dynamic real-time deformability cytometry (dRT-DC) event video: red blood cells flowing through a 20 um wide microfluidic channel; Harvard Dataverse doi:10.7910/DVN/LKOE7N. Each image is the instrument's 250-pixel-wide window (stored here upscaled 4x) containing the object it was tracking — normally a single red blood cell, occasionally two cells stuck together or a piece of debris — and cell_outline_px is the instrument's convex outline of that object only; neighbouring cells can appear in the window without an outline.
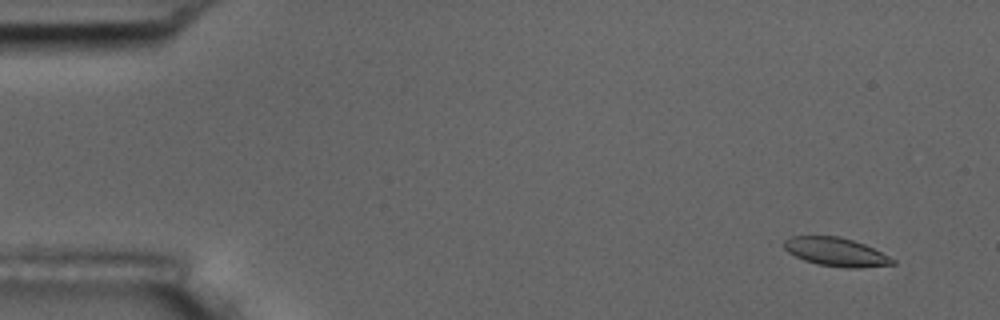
{"species": "common noctule bat (a hibernating species)", "species_latin": "Nyctalus noctula", "temperature_condition": "room temperature", "stored_images_in_passage": 5, "camera_frame_rate_fps": 3000, "um_per_image_px": 0.085, "animal": {"sex": "male", "body_mass_g": 17.5, "forearm_length_mm": 52.3}, "frame": {"image": 1, "passage_image": 2, "time_ms": 0.333, "image_size_px": [1000, 320], "cell_outline_px": [[896, 264], [860, 268], [844, 268], [816, 264], [804, 260], [788, 252], [784, 248], [784, 240], [792, 236], [840, 236], [864, 244], [896, 260]], "centroid_in_image_um": [71.05, 21.42], "position_along_channel_um": 13.9, "area_um2": 18.03}}
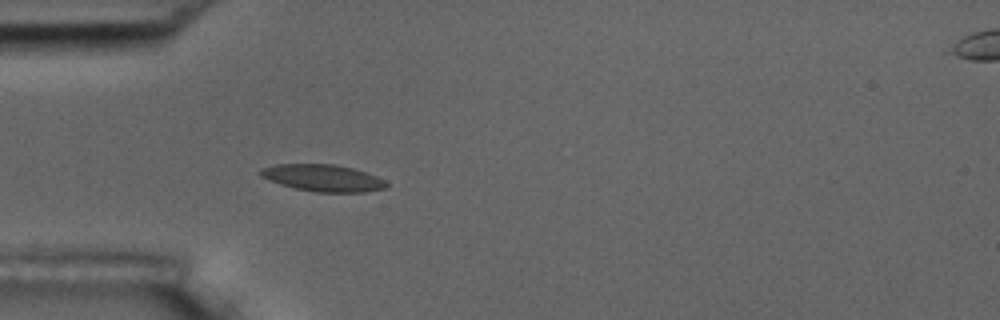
{"frame": {"image": 2, "passage_image": 5, "time_ms": 1.333, "image_size_px": [1000, 320], "cell_outline_px": [[388, 188], [364, 192], [316, 192], [296, 188], [280, 184], [268, 180], [260, 176], [260, 168], [276, 164], [336, 164], [352, 168], [376, 176], [384, 180], [388, 184]], "centroid_in_image_um": [27.44, 15.12], "position_along_channel_um": 57.6, "area_um2": 19.71}}